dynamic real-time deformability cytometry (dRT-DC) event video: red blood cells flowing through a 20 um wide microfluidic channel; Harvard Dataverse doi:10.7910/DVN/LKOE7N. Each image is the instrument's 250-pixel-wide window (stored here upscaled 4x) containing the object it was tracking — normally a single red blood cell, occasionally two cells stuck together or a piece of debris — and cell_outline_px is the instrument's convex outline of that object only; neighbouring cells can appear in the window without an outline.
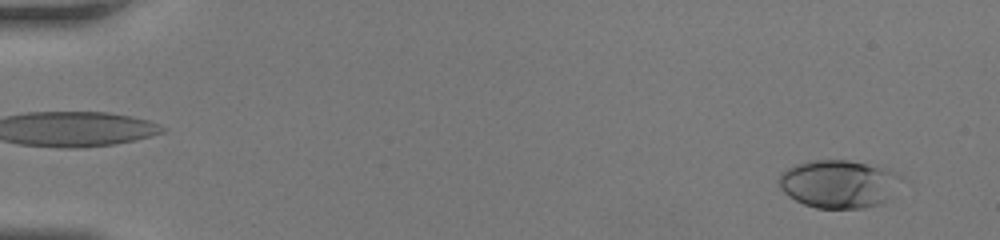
{"species": "human", "species_latin": "Homo sapiens", "temperature_condition": "room temperature", "stored_images_in_passage": 45, "camera_frame_rate_fps": 3000, "um_per_image_px": 0.085, "donor": {"sex": "female"}, "frame": {"image": 1, "passage_image": 3, "time_ms": 0.667, "image_size_px": [1000, 240], "cell_outline_px": [[900, 176], [888, 200], [880, 204], [864, 208], [816, 208], [804, 204], [788, 196], [776, 184], [776, 180], [780, 172], [796, 164], [812, 160], [848, 160], [892, 168]], "centroid_in_image_um": [71.24, 15.62], "position_along_channel_um": 13.8, "area_um2": 34.45}}
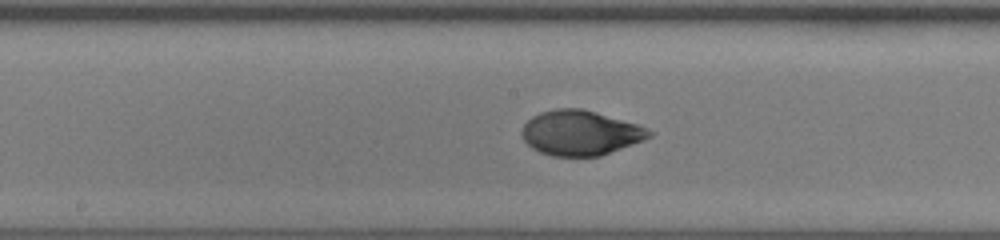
{"frame": {"image": 2, "passage_image": 25, "time_ms": 8.0, "image_size_px": [1000, 240], "cell_outline_px": [[652, 136], [644, 140], [600, 156], [552, 156], [540, 152], [532, 148], [524, 140], [520, 132], [524, 124], [532, 116], [540, 112], [556, 108], [580, 108], [596, 112], [636, 124], [652, 132]], "centroid_in_image_um": [49.29, 11.29], "position_along_channel_um": 198.9, "area_um2": 33.12}}
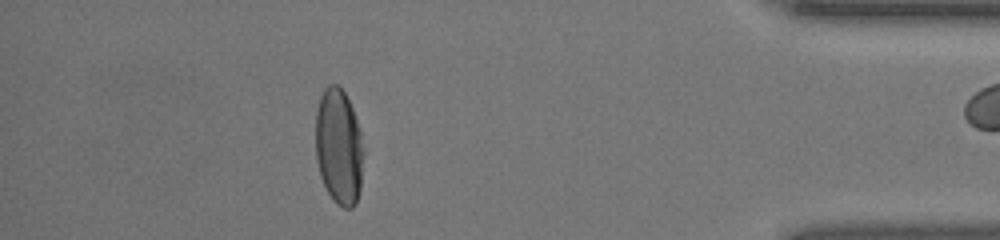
{"frame": {"image": 3, "passage_image": 41, "time_ms": 13.333, "image_size_px": [1000, 240], "cell_outline_px": [[364, 152], [360, 188], [356, 204], [352, 208], [344, 208], [336, 204], [332, 200], [320, 176], [316, 160], [316, 112], [320, 96], [324, 88], [328, 84], [336, 84], [344, 92], [352, 108], [360, 132], [364, 148]], "centroid_in_image_um": [28.8, 12.5], "position_along_channel_um": 406.4, "area_um2": 32.6}}